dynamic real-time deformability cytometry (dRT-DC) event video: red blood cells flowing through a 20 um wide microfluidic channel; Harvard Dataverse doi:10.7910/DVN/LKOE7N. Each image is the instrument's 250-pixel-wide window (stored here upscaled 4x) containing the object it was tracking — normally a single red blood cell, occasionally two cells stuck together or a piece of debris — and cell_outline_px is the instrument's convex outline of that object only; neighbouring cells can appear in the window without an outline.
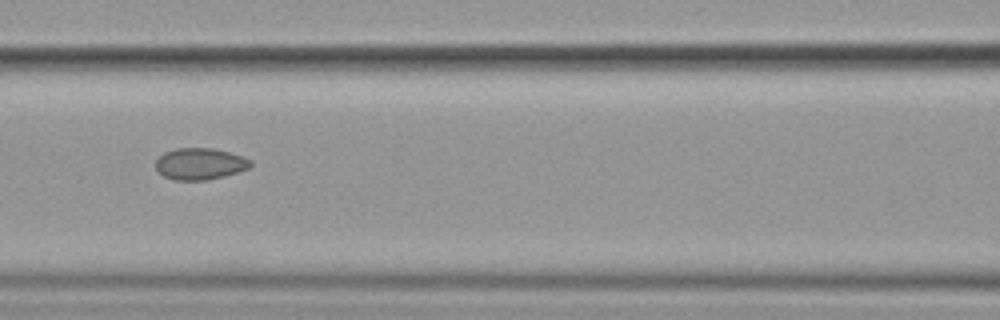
{"species": "common noctule bat (a hibernating species)", "species_latin": "Nyctalus noctula", "temperature_condition": "cold", "stored_images_in_passage": 9, "segment_of_instrument_passage": [1, 2], "camera_frame_rate_fps": 3000, "um_per_image_px": 0.085, "animal": {"sex": "female", "body_mass_g": 19.9}, "frame": {"image": 1, "passage_image": 6, "time_ms": 6.0, "image_size_px": [1000, 320], "cell_outline_px": [[252, 164], [248, 168], [224, 176], [208, 180], [176, 180], [164, 176], [156, 168], [156, 160], [164, 152], [176, 148], [212, 148], [244, 156], [252, 160]], "centroid_in_image_um": [17.01, 13.92], "position_along_channel_um": 149.6, "area_um2": 17.4}}
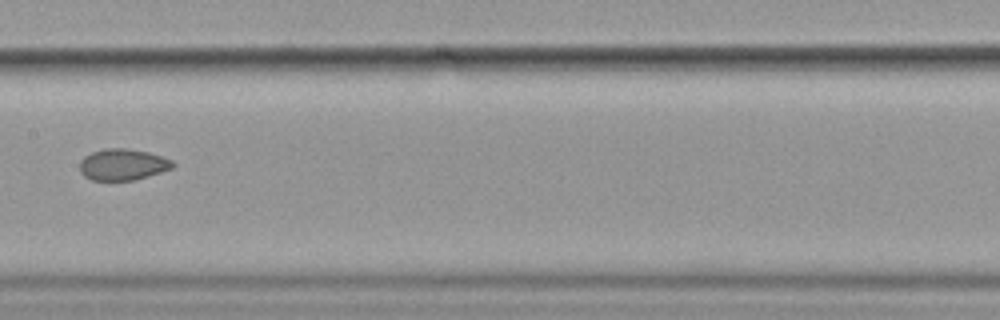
{"frame": {"image": 2, "passage_image": 7, "time_ms": 7.333, "image_size_px": [1000, 320], "cell_outline_px": [[176, 164], [172, 168], [160, 172], [132, 180], [92, 180], [84, 176], [80, 172], [80, 160], [84, 156], [92, 152], [108, 148], [124, 148], [148, 152], [172, 160]], "centroid_in_image_um": [10.41, 13.98], "position_along_channel_um": 197.0, "area_um2": 16.82}}
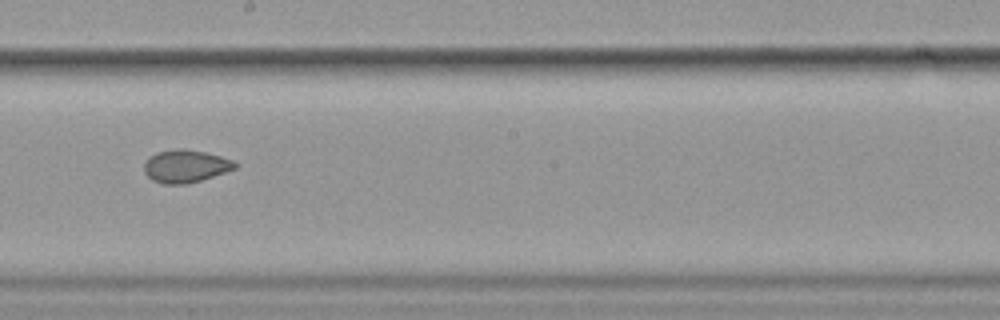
{"frame": {"image": 3, "passage_image": 8, "time_ms": 8.333, "image_size_px": [1000, 320], "cell_outline_px": [[236, 168], [200, 180], [184, 184], [164, 184], [152, 180], [144, 172], [144, 164], [148, 156], [156, 152], [180, 148], [184, 148], [204, 152], [220, 156], [232, 160], [236, 164]], "centroid_in_image_um": [15.72, 14.11], "position_along_channel_um": 232.5, "area_um2": 17.17}}